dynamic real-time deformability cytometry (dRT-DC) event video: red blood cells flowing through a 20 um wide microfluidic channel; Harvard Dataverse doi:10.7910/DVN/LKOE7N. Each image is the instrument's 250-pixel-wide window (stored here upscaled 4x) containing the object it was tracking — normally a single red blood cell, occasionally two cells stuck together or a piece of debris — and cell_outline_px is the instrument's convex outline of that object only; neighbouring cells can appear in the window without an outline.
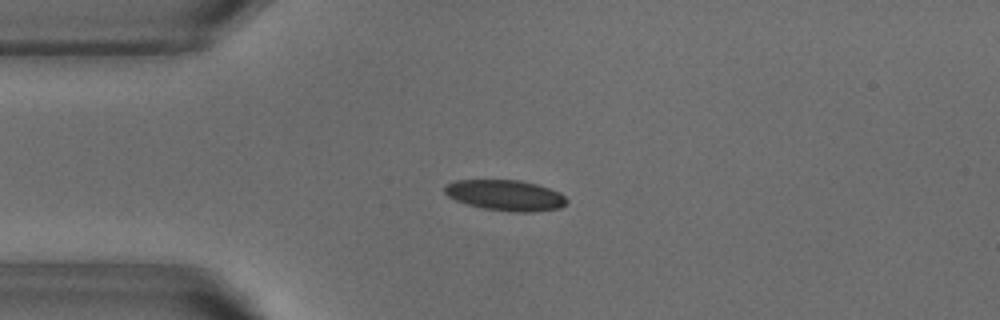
{"species": "common noctule bat (a hibernating species)", "species_latin": "Nyctalus noctula", "temperature_condition": "warm", "stored_images_in_passage": 42, "camera_frame_rate_fps": 3000, "um_per_image_px": 0.085, "animal": {"sex": "male", "body_mass_g": 18.8}, "frame": {"image": 1, "passage_image": 2, "time_ms": 0.333, "image_size_px": [1000, 320], "cell_outline_px": [[568, 200], [560, 208], [532, 212], [512, 212], [484, 208], [468, 204], [456, 200], [448, 196], [444, 192], [444, 184], [452, 180], [520, 180], [536, 184], [560, 192]], "centroid_in_image_um": [42.94, 16.59], "position_along_channel_um": 42.1, "area_um2": 21.85}}
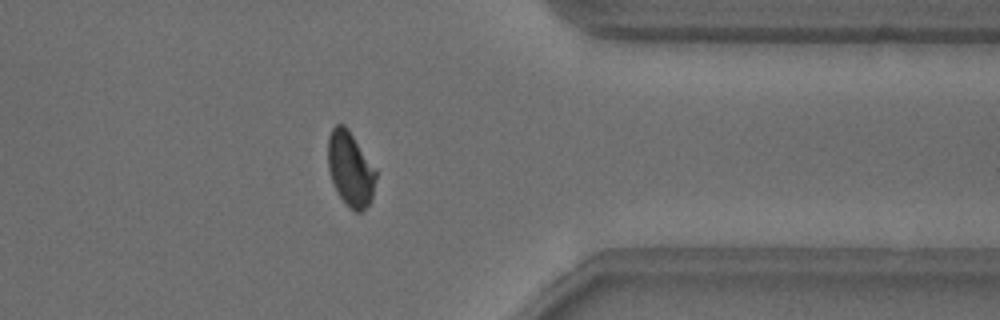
{"frame": {"image": 2, "passage_image": 31, "time_ms": 10.0, "image_size_px": [1000, 320], "cell_outline_px": [[376, 176], [372, 196], [368, 204], [360, 212], [356, 212], [336, 192], [328, 168], [328, 136], [332, 128], [336, 124], [344, 124], [348, 128], [376, 168]], "centroid_in_image_um": [29.77, 14.31], "position_along_channel_um": 381.6, "area_um2": 20.69}}
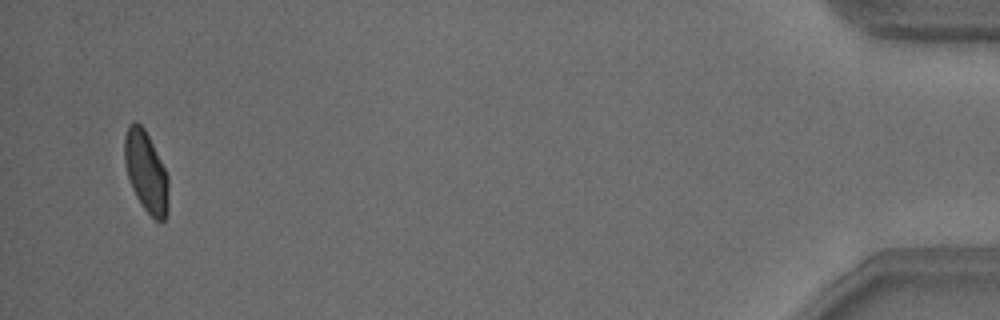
{"frame": {"image": 3, "passage_image": 40, "time_ms": 13.0, "image_size_px": [1000, 320], "cell_outline_px": [[168, 212], [164, 220], [160, 224], [140, 204], [132, 188], [128, 176], [124, 160], [124, 136], [128, 124], [136, 120], [144, 128], [168, 176]], "centroid_in_image_um": [12.41, 14.61], "position_along_channel_um": 422.8, "area_um2": 20.69}, "authors_computed_cell_mechanics": {"area_um2": 21.4438, "velocity_mm_per_s": 3.8219, "shape_relaxation_time_tau1_ms": 3.2732, "shape_relaxation_time_tau2_ms": 0.7309, "deformation_change_tau1": 0.1312, "deformation_change_tau2": 0.0393}}